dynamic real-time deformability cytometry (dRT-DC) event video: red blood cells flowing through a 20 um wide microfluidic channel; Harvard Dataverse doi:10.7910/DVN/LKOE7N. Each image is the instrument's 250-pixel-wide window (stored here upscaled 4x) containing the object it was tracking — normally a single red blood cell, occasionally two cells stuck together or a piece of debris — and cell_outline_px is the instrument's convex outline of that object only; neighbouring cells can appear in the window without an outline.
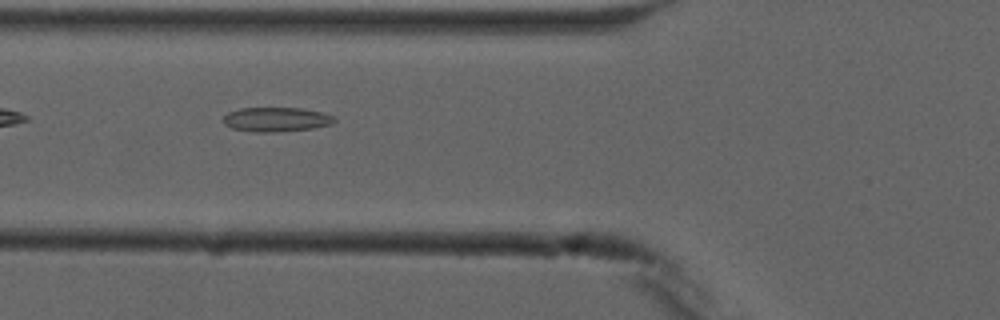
{"species": "common noctule bat (a hibernating species)", "species_latin": "Nyctalus noctula", "temperature_condition": "cold", "stored_images_in_passage": 7, "camera_frame_rate_fps": 3000, "um_per_image_px": 0.085, "animal": {"sex": "male", "forearm_length_mm": 52.5}, "frame": {"image": 1, "passage_image": 6, "time_ms": 6.0, "image_size_px": [1000, 320], "cell_outline_px": [[336, 120], [332, 124], [312, 128], [276, 132], [252, 132], [232, 128], [224, 124], [224, 116], [228, 112], [240, 108], [300, 108], [320, 112], [336, 116]], "centroid_in_image_um": [23.48, 10.15], "position_along_channel_um": 102.3, "area_um2": 15.78}}
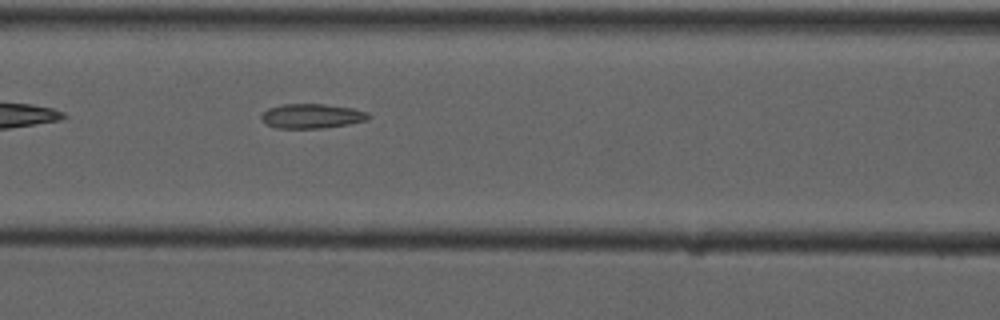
{"frame": {"image": 2, "passage_image": 7, "time_ms": 7.0, "image_size_px": [1000, 320], "cell_outline_px": [[372, 116], [368, 120], [348, 124], [324, 128], [276, 128], [268, 124], [260, 116], [268, 108], [284, 104], [324, 104], [352, 108], [368, 112]], "centroid_in_image_um": [26.55, 9.86], "position_along_channel_um": 140.0, "area_um2": 15.26}}